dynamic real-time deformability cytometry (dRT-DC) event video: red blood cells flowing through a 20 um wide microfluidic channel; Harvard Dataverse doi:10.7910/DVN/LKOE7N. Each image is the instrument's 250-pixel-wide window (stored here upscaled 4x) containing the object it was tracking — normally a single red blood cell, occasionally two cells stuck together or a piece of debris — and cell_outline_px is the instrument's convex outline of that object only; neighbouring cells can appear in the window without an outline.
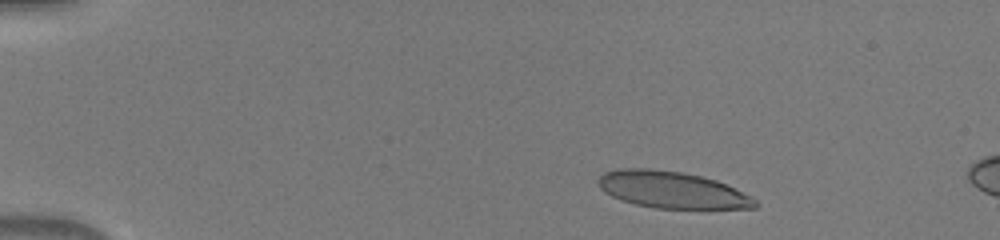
{"species": "human", "species_latin": "Homo sapiens", "temperature_condition": "warm", "stored_images_in_passage": 10, "camera_frame_rate_fps": 3000, "um_per_image_px": 0.085, "donor": {"sex": "male"}, "frame": {"image": 1, "passage_image": 5, "time_ms": 1.333, "image_size_px": [1000, 240], "cell_outline_px": [[760, 204], [756, 208], [652, 208], [620, 200], [604, 192], [596, 184], [596, 180], [604, 172], [616, 168], [652, 168], [684, 172], [716, 180], [752, 196]], "centroid_in_image_um": [57.08, 16.12], "position_along_channel_um": 27.9, "area_um2": 33.87}}